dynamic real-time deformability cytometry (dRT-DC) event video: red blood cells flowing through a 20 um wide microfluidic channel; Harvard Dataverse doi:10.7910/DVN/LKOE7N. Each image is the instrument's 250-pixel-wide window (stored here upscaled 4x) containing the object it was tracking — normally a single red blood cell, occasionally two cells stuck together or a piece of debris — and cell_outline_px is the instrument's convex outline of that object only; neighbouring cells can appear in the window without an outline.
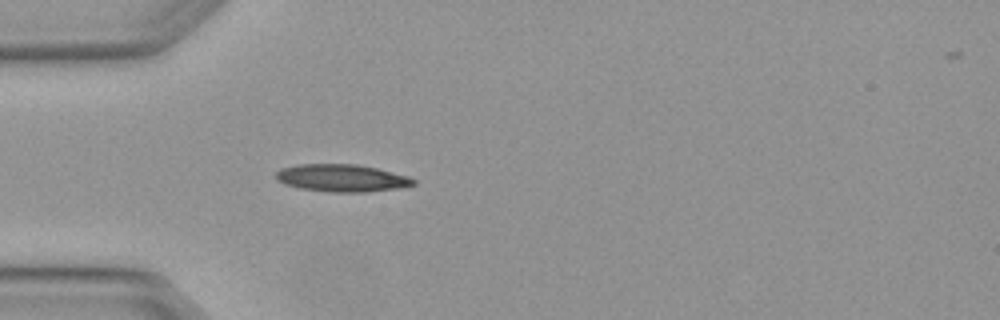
{"species": "Egyptian fruit bat (a non-hibernating species)", "species_latin": "Rousettus aegyptiacus", "temperature_condition": "warm", "stored_images_in_passage": 1, "camera_frame_rate_fps": 3000, "um_per_image_px": 0.085, "animal": {"sex": "female"}, "frame": {"image": 1, "passage_image": 1, "time_ms": 0.0, "image_size_px": [1000, 320], "cell_outline_px": [[416, 184], [404, 188], [368, 192], [332, 192], [300, 188], [284, 184], [276, 180], [276, 172], [280, 168], [296, 164], [356, 164], [376, 168], [408, 176], [416, 180]], "centroid_in_image_um": [29.07, 15.13], "position_along_channel_um": 55.9, "area_um2": 22.2}}